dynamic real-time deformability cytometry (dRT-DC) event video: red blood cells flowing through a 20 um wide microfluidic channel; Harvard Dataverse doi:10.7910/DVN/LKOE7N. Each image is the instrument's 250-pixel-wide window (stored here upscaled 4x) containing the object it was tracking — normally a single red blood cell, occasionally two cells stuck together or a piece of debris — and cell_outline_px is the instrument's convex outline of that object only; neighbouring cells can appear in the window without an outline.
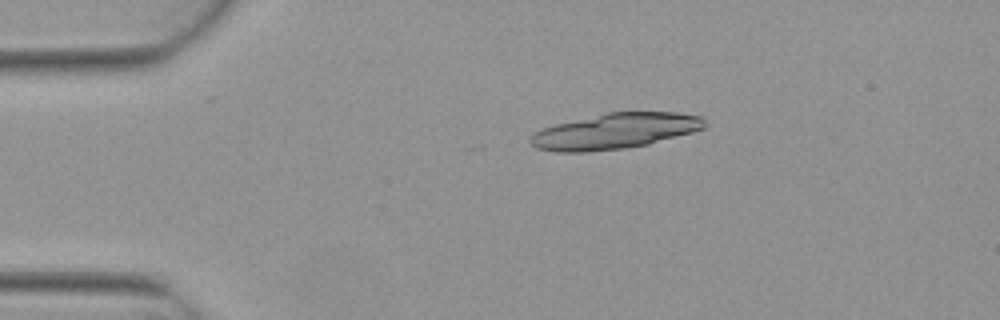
{"species": "Egyptian fruit bat (a non-hibernating species)", "species_latin": "Rousettus aegyptiacus", "temperature_condition": "warm", "stored_images_in_passage": 3, "segment_of_instrument_passage": [1, 2], "camera_frame_rate_fps": 3000, "um_per_image_px": 0.085, "animal": {"sex": "female"}, "frame": {"image": 1, "passage_image": 1, "time_ms": 0.0, "image_size_px": [1000, 320], "cell_outline_px": [[704, 128], [692, 132], [648, 144], [628, 148], [588, 152], [556, 152], [536, 148], [528, 140], [528, 136], [544, 128], [556, 124], [608, 112], [676, 112], [704, 116]], "centroid_in_image_um": [52.27, 11.15], "position_along_channel_um": 32.7, "area_um2": 36.13}}